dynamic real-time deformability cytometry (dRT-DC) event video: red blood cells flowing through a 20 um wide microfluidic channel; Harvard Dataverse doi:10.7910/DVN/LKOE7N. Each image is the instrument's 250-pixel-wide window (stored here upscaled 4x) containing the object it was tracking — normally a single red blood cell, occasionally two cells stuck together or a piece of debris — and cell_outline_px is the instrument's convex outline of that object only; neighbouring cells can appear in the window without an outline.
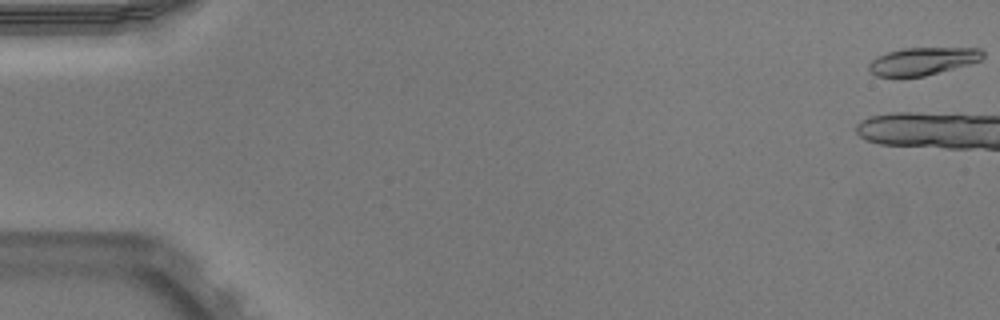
{"species": "Egyptian fruit bat (a non-hibernating species)", "species_latin": "Rousettus aegyptiacus", "temperature_condition": "warm", "stored_images_in_passage": 6, "camera_frame_rate_fps": 3000, "um_per_image_px": 0.085, "animal": {"sex": "male"}, "frame": {"image": 1, "passage_image": 1, "time_ms": 0.0, "image_size_px": [1000, 320], "cell_outline_px": [[984, 56], [980, 60], [968, 64], [924, 76], [876, 76], [868, 68], [868, 64], [876, 56], [888, 52], [904, 48], [980, 48], [984, 52]], "centroid_in_image_um": [78.42, 5.19], "position_along_channel_um": 6.6, "area_um2": 18.09}}